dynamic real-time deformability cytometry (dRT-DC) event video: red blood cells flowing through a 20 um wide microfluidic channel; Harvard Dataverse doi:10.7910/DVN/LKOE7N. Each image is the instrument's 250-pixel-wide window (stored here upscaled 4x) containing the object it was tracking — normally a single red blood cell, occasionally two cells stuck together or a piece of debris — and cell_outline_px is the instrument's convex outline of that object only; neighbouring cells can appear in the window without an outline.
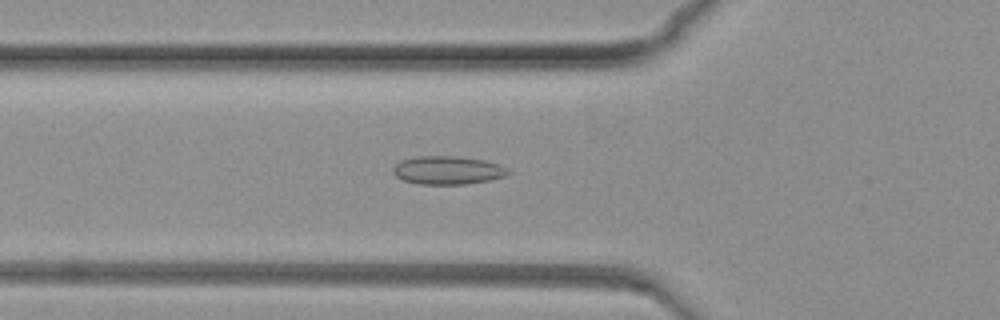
{"species": "common noctule bat (a hibernating species)", "species_latin": "Nyctalus noctula", "temperature_condition": "warm", "stored_images_in_passage": 82, "camera_frame_rate_fps": 3000, "um_per_image_px": 0.085, "animal": {"sex": "female", "body_mass_g": 19.3, "forearm_length_mm": 54.1}, "frame": {"image": 1, "passage_image": 29, "time_ms": 9.333, "image_size_px": [1000, 320], "cell_outline_px": [[512, 172], [504, 176], [488, 180], [464, 184], [420, 184], [404, 180], [396, 176], [392, 172], [392, 168], [400, 160], [416, 156], [460, 156], [484, 160], [500, 164], [508, 168]], "centroid_in_image_um": [38.05, 14.45], "position_along_channel_um": 87.7, "area_um2": 19.07}}
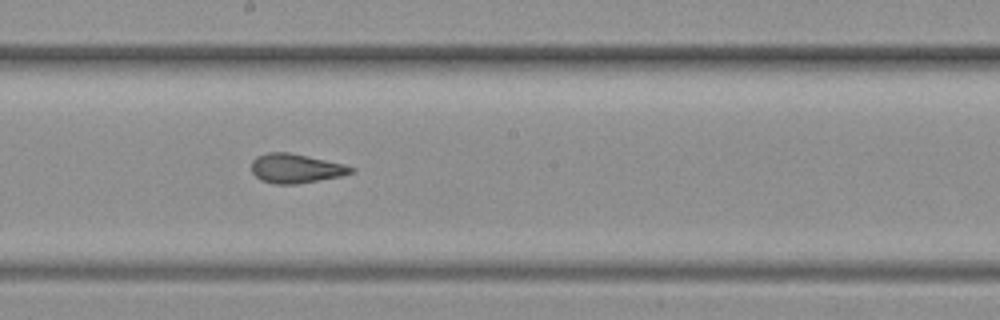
{"frame": {"image": 2, "passage_image": 45, "time_ms": 14.667, "image_size_px": [1000, 320], "cell_outline_px": [[356, 172], [340, 176], [320, 180], [296, 184], [272, 184], [260, 180], [252, 172], [252, 160], [256, 156], [268, 152], [288, 152], [308, 156], [344, 164], [356, 168]], "centroid_in_image_um": [25.15, 14.32], "position_along_channel_um": 223.1, "area_um2": 17.11}}
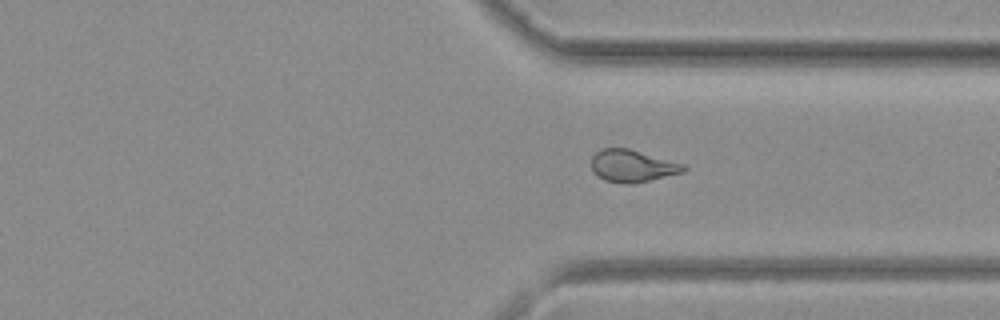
{"frame": {"image": 3, "passage_image": 61, "time_ms": 20.0, "image_size_px": [1000, 320], "cell_outline_px": [[688, 168], [684, 172], [632, 184], [624, 184], [604, 180], [596, 176], [592, 172], [592, 156], [600, 148], [628, 148], [684, 164]], "centroid_in_image_um": [53.72, 14.11], "position_along_channel_um": 357.7, "area_um2": 17.4}}